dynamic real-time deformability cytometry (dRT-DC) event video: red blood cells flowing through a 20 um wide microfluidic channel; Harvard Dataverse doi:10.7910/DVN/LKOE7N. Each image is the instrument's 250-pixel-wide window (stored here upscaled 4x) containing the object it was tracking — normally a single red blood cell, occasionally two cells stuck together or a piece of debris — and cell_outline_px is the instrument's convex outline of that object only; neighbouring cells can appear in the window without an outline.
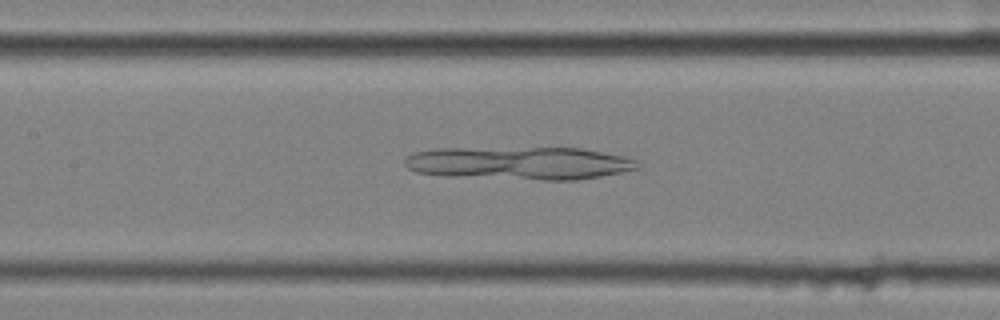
{"species": "common noctule bat (a hibernating species)", "species_latin": "Nyctalus noctula", "temperature_condition": "cold", "stored_images_in_passage": 41, "camera_frame_rate_fps": 3000, "um_per_image_px": 0.085, "animal": {"sex": "female", "body_mass_g": 25.1}, "frame": {"image": 1, "passage_image": 25, "time_ms": 8.0, "image_size_px": [1000, 320], "cell_outline_px": [[640, 168], [600, 176], [576, 180], [540, 180], [448, 176], [416, 172], [408, 168], [404, 164], [404, 160], [408, 156], [416, 152], [432, 148], [580, 148], [624, 156], [636, 160]], "centroid_in_image_um": [44.13, 13.87], "position_along_channel_um": 163.3, "area_um2": 44.74}}
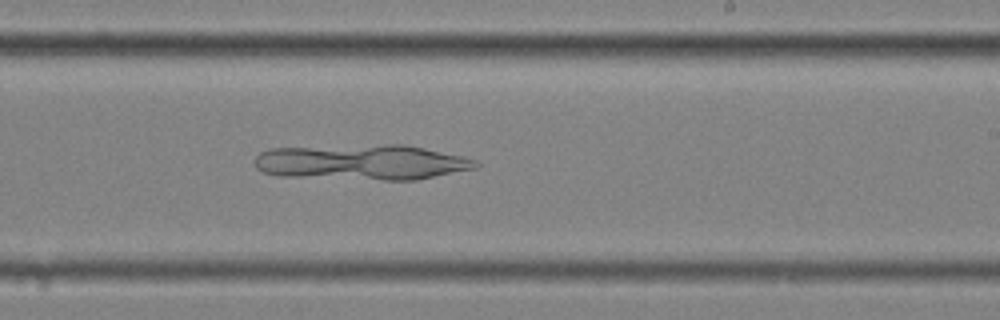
{"frame": {"image": 2, "passage_image": 33, "time_ms": 10.667, "image_size_px": [1000, 320], "cell_outline_px": [[480, 164], [476, 168], [416, 180], [384, 180], [276, 176], [264, 172], [256, 168], [252, 160], [260, 152], [272, 148], [384, 144], [404, 144], [464, 156], [480, 160]], "centroid_in_image_um": [30.77, 13.79], "position_along_channel_um": 258.2, "area_um2": 46.12}}
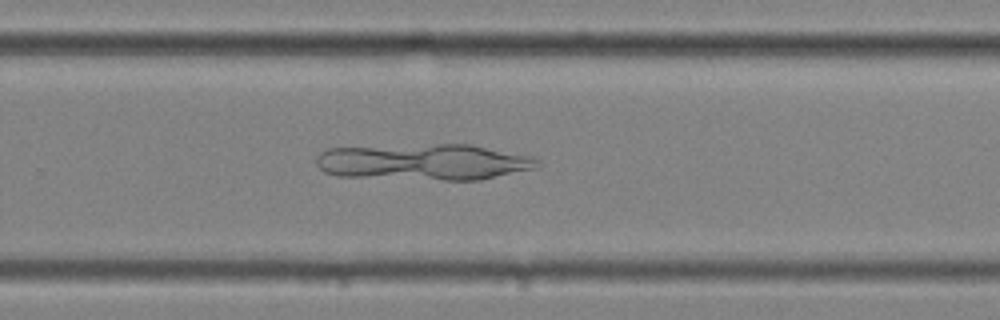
{"frame": {"image": 3, "passage_image": 36, "time_ms": 11.667, "image_size_px": [1000, 320], "cell_outline_px": [[540, 164], [536, 168], [480, 180], [444, 180], [336, 176], [324, 172], [316, 164], [316, 156], [320, 152], [328, 148], [436, 144], [472, 144], [532, 156], [540, 160]], "centroid_in_image_um": [36.04, 13.77], "position_along_channel_um": 293.8, "area_um2": 47.05}}